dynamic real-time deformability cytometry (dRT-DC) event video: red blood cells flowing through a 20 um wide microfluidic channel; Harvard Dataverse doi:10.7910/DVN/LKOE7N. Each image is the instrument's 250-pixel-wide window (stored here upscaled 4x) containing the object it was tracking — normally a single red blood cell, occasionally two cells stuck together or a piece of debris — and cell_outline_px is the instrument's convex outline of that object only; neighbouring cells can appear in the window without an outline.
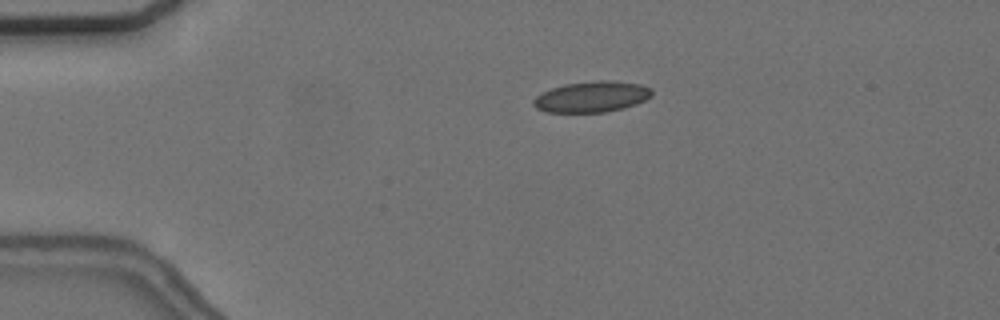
{"species": "common noctule bat (a hibernating species)", "species_latin": "Nyctalus noctula", "temperature_condition": "cold", "stored_images_in_passage": 2, "camera_frame_rate_fps": 3000, "um_per_image_px": 0.085, "animal": {"sex": "female", "body_mass_g": 24.6, "forearm_length_mm": 56.2}, "frame": {"image": 1, "passage_image": 1, "time_ms": 0.0, "image_size_px": [1000, 320], "cell_outline_px": [[652, 96], [636, 104], [624, 108], [604, 112], [544, 112], [536, 108], [532, 104], [532, 100], [536, 96], [552, 88], [564, 84], [600, 80], [608, 80], [640, 84], [652, 88]], "centroid_in_image_um": [50.3, 8.23], "position_along_channel_um": 34.7, "area_um2": 21.33}}